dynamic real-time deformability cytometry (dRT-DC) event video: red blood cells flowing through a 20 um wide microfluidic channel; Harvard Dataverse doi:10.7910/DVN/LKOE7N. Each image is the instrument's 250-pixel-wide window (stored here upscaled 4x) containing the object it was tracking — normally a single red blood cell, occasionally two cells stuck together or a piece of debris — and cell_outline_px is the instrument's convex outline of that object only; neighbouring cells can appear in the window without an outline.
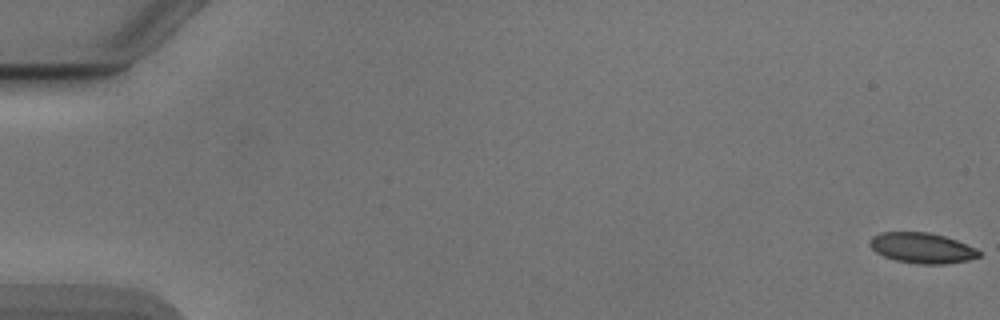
{"species": "Egyptian fruit bat (a non-hibernating species)", "species_latin": "Rousettus aegyptiacus", "temperature_condition": "cold", "stored_images_in_passage": 52, "camera_frame_rate_fps": 3000, "um_per_image_px": 0.085, "animal": {"sex": "male"}, "frame": {"image": 1, "passage_image": 1, "time_ms": 0.0, "image_size_px": [1000, 320], "cell_outline_px": [[980, 256], [968, 260], [944, 264], [916, 264], [896, 260], [884, 256], [876, 252], [868, 244], [868, 240], [872, 236], [880, 232], [928, 232], [944, 236], [956, 240], [976, 248], [980, 252]], "centroid_in_image_um": [78.34, 21.07], "position_along_channel_um": 6.7, "area_um2": 19.42}}
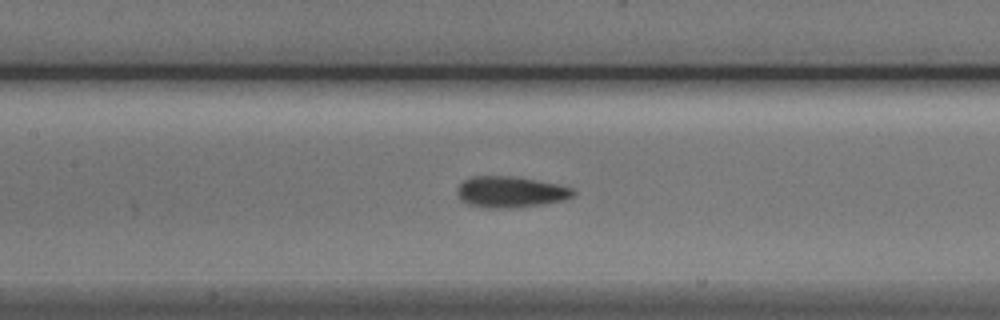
{"frame": {"image": 2, "passage_image": 26, "time_ms": 8.333, "image_size_px": [1000, 320], "cell_outline_px": [[576, 192], [572, 196], [564, 200], [544, 204], [516, 208], [488, 208], [468, 204], [460, 200], [456, 192], [456, 188], [464, 180], [472, 176], [512, 176], [560, 184], [572, 188]], "centroid_in_image_um": [43.38, 16.32], "position_along_channel_um": 164.0, "area_um2": 21.27}}
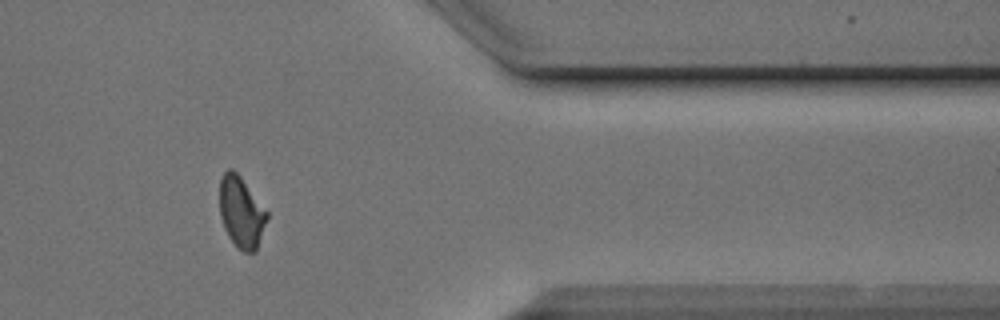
{"frame": {"image": 3, "passage_image": 45, "time_ms": 14.667, "image_size_px": [1000, 320], "cell_outline_px": [[268, 216], [256, 252], [244, 252], [236, 248], [228, 236], [224, 228], [220, 216], [220, 176], [228, 168], [232, 168], [240, 176], [268, 212]], "centroid_in_image_um": [20.5, 18.05], "position_along_channel_um": 390.9, "area_um2": 19.71}}